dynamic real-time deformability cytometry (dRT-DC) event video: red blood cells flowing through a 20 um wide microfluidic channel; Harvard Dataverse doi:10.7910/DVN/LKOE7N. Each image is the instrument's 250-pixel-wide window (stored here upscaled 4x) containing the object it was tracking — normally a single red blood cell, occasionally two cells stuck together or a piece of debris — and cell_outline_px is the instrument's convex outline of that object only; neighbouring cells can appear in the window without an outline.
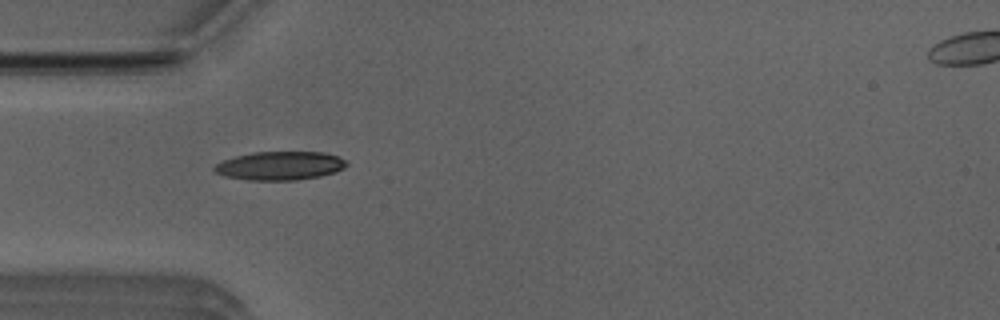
{"species": "Egyptian fruit bat (a non-hibernating species)", "species_latin": "Rousettus aegyptiacus", "temperature_condition": "room temperature", "stored_images_in_passage": 35, "camera_frame_rate_fps": 3000, "um_per_image_px": 0.085, "animal": {"sex": "male"}, "frame": {"image": 1, "passage_image": 1, "time_ms": 0.0, "image_size_px": [1000, 320], "cell_outline_px": [[348, 164], [344, 168], [336, 172], [320, 176], [296, 180], [248, 180], [224, 176], [216, 172], [212, 168], [216, 164], [224, 160], [236, 156], [252, 152], [324, 152], [340, 156]], "centroid_in_image_um": [23.82, 14.08], "position_along_channel_um": 61.2, "area_um2": 22.08}}
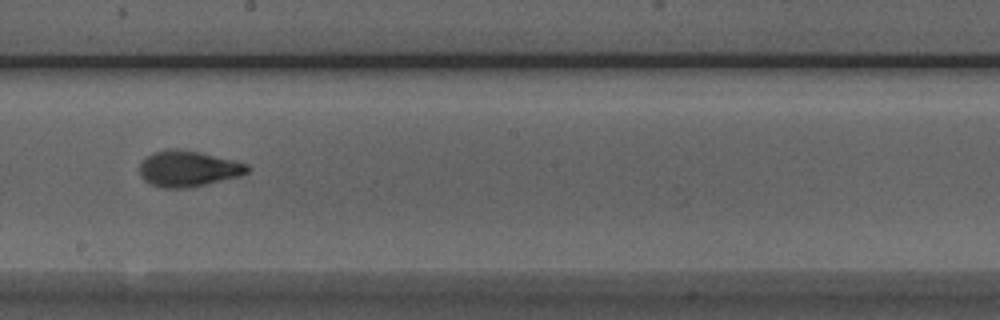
{"frame": {"image": 2, "passage_image": 14, "time_ms": 4.333, "image_size_px": [1000, 320], "cell_outline_px": [[248, 172], [240, 176], [192, 188], [160, 188], [144, 180], [140, 176], [140, 164], [148, 156], [156, 152], [168, 148], [176, 148], [236, 160], [248, 164]], "centroid_in_image_um": [16.01, 14.35], "position_along_channel_um": 232.2, "area_um2": 22.54}}
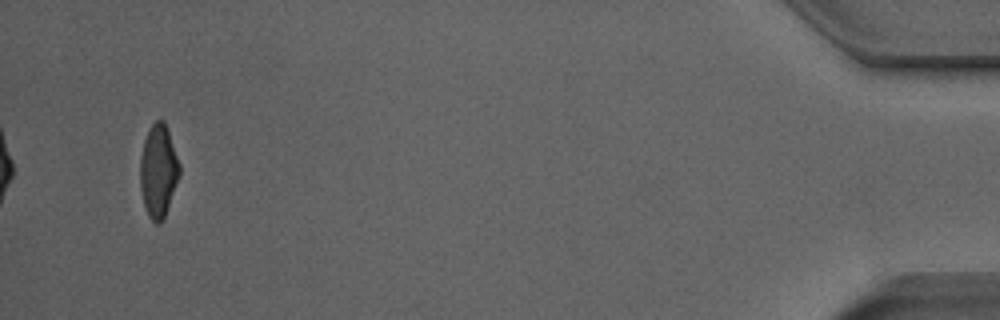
{"frame": {"image": 3, "passage_image": 35, "time_ms": 11.333, "image_size_px": [1000, 320], "cell_outline_px": [[180, 176], [164, 216], [160, 224], [156, 224], [148, 216], [144, 204], [140, 188], [140, 156], [144, 140], [152, 124], [156, 120], [164, 120], [168, 128], [180, 164]], "centroid_in_image_um": [13.46, 14.51], "position_along_channel_um": 421.7, "area_um2": 21.33}, "authors_computed_cell_mechanics": {"area_um2": 21.6172, "velocity_mm_per_s": 3.9665, "shape_relaxation_time_tau1_ms": 3.9016, "shape_relaxation_time_tau2_ms": 1.2185, "deformation_change_tau1": 0.1722, "deformation_change_tau2": 0.0741}}